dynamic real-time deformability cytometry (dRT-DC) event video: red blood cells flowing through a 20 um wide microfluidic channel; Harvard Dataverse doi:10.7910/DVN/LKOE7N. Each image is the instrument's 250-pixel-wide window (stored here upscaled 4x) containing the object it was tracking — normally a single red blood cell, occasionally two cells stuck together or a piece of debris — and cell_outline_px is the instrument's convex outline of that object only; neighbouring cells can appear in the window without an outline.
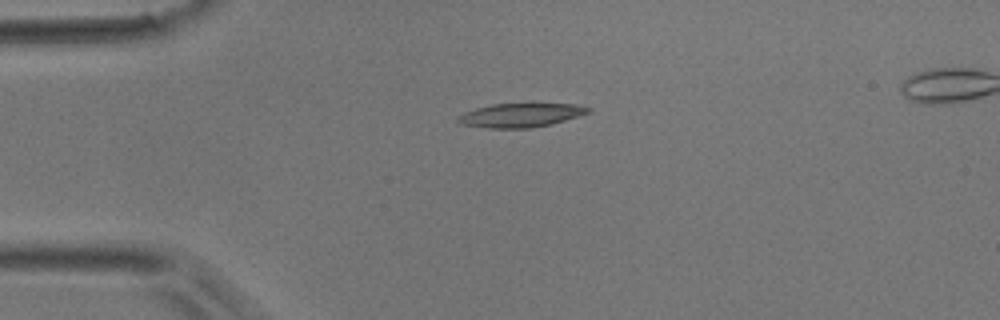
{"species": "common noctule bat (a hibernating species)", "species_latin": "Nyctalus noctula", "temperature_condition": "room temperature", "stored_images_in_passage": 40, "camera_frame_rate_fps": 3000, "um_per_image_px": 0.085, "animal": {"sex": "male", "body_mass_g": 17.9}, "frame": {"image": 1, "passage_image": 1, "time_ms": 0.0, "image_size_px": [1000, 320], "cell_outline_px": [[592, 112], [580, 116], [552, 124], [528, 128], [488, 128], [464, 124], [456, 120], [464, 112], [476, 108], [492, 104], [572, 104], [592, 108]], "centroid_in_image_um": [44.31, 9.79], "position_along_channel_um": 40.7, "area_um2": 17.98}}
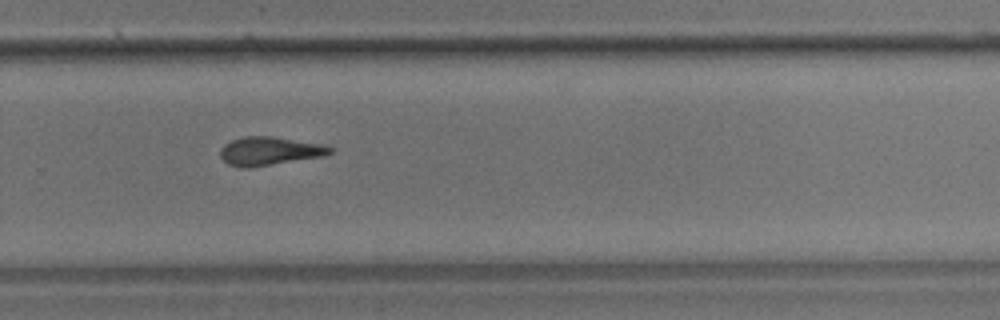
{"frame": {"image": 2, "passage_image": 23, "time_ms": 7.333, "image_size_px": [1000, 320], "cell_outline_px": [[336, 148], [332, 152], [324, 156], [248, 168], [240, 168], [228, 164], [220, 156], [220, 148], [224, 144], [232, 140], [244, 136], [272, 136], [320, 144]], "centroid_in_image_um": [22.89, 12.84], "position_along_channel_um": 306.9, "area_um2": 18.21}}
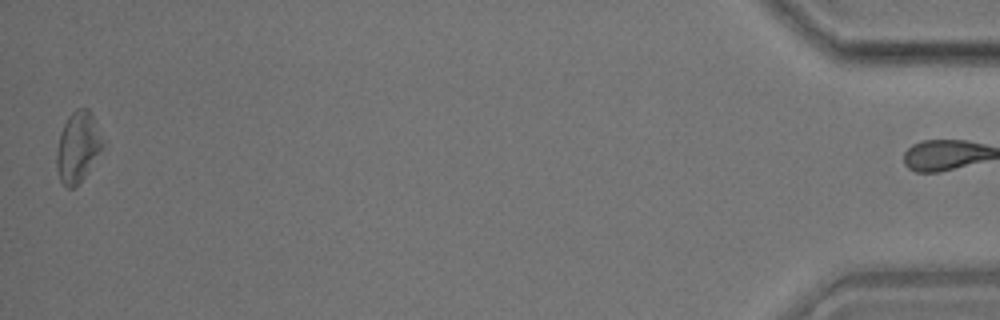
{"frame": {"image": 3, "passage_image": 39, "time_ms": 12.667, "image_size_px": [1000, 320], "cell_outline_px": [[104, 144], [84, 176], [72, 188], [68, 188], [60, 180], [56, 168], [56, 152], [60, 132], [68, 116], [76, 108], [88, 108], [92, 112], [104, 140]], "centroid_in_image_um": [6.61, 12.43], "position_along_channel_um": 428.6, "area_um2": 18.79}}